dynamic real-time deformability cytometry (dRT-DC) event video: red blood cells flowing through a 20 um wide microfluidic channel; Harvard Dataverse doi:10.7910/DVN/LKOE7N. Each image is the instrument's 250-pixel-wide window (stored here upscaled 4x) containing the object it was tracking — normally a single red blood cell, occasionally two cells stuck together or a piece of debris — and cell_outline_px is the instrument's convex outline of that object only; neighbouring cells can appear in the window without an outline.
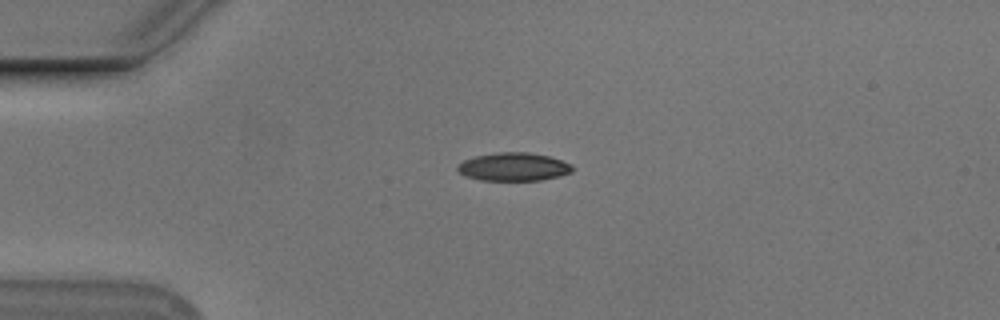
{"species": "Egyptian fruit bat (a non-hibernating species)", "species_latin": "Rousettus aegyptiacus", "temperature_condition": "cold", "stored_images_in_passage": 42, "camera_frame_rate_fps": 3000, "um_per_image_px": 0.085, "animal": {"sex": "male"}, "frame": {"image": 1, "passage_image": 1, "time_ms": 0.0, "image_size_px": [1000, 320], "cell_outline_px": [[572, 172], [560, 176], [540, 180], [480, 180], [468, 176], [460, 172], [456, 168], [464, 160], [476, 156], [500, 152], [528, 152], [548, 156], [572, 164]], "centroid_in_image_um": [43.69, 14.18], "position_along_channel_um": 41.3, "area_um2": 18.61}}
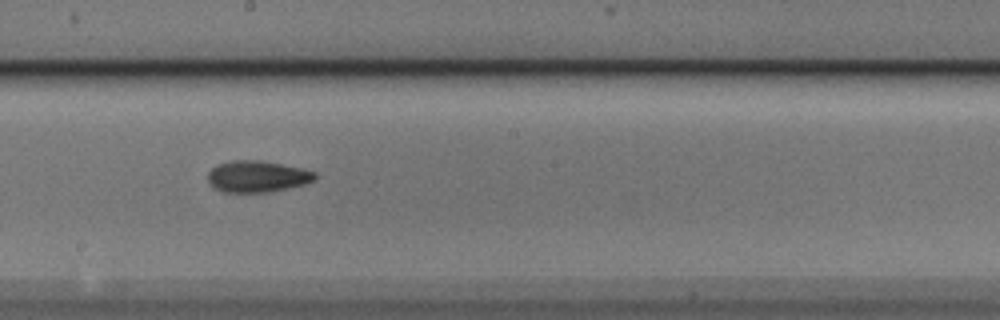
{"frame": {"image": 2, "passage_image": 18, "time_ms": 5.667, "image_size_px": [1000, 320], "cell_outline_px": [[316, 180], [304, 184], [288, 188], [268, 192], [224, 192], [212, 188], [208, 184], [208, 172], [216, 164], [232, 160], [256, 160], [280, 164], [300, 168], [316, 172]], "centroid_in_image_um": [21.82, 15.0], "position_along_channel_um": 226.4, "area_um2": 19.71}}
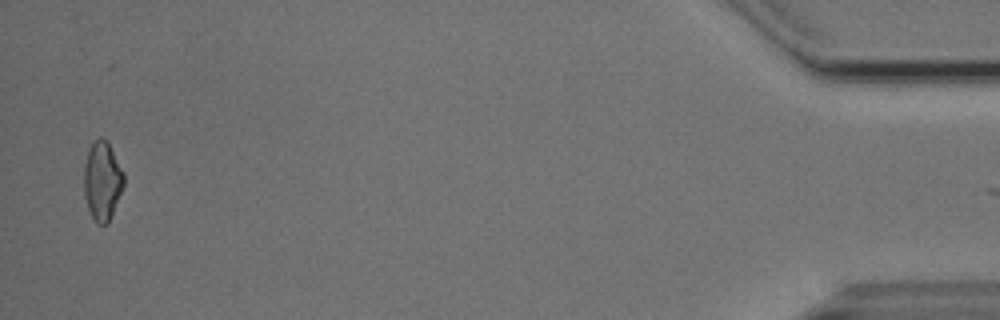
{"frame": {"image": 3, "passage_image": 41, "time_ms": 13.333, "image_size_px": [1000, 320], "cell_outline_px": [[124, 184], [108, 224], [96, 224], [88, 208], [84, 192], [84, 168], [88, 148], [100, 136], [108, 140], [124, 172]], "centroid_in_image_um": [8.7, 15.34], "position_along_channel_um": 426.5, "area_um2": 18.38}, "authors_computed_cell_mechanics": {"area_um2": 18.6983, "velocity_mm_per_s": 3.77, "shape_relaxation_time_tau1_ms": 3.2641, "shape_relaxation_time_tau2_ms": 4.0707, "deformation_change_tau1": 0.1398, "deformation_change_tau2": 0.1123}}